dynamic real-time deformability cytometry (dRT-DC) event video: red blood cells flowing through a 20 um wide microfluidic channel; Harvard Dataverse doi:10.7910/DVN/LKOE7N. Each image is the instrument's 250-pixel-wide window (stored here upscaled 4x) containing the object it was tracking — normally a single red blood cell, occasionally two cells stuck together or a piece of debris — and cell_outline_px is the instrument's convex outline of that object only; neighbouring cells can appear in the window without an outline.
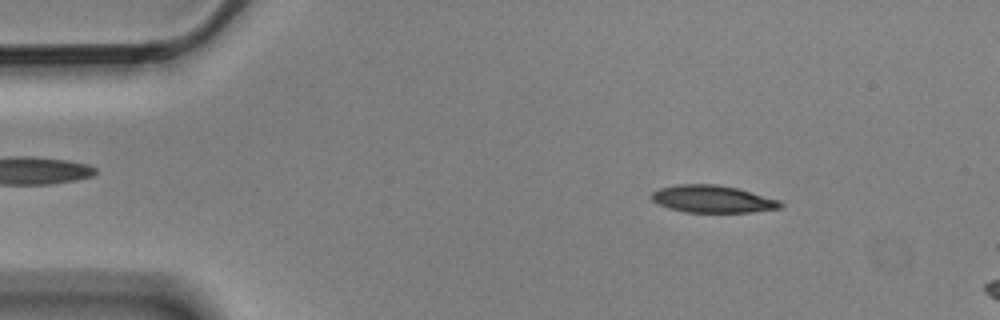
{"species": "Egyptian fruit bat (a non-hibernating species)", "species_latin": "Rousettus aegyptiacus", "temperature_condition": "cold", "stored_images_in_passage": 4, "camera_frame_rate_fps": 3000, "um_per_image_px": 0.085, "animal": {"sex": "male"}, "frame": {"image": 1, "passage_image": 2, "time_ms": 0.333, "image_size_px": [1000, 320], "cell_outline_px": [[784, 204], [780, 208], [752, 212], [684, 212], [668, 208], [652, 200], [648, 196], [652, 192], [660, 188], [676, 184], [716, 184], [736, 188], [780, 200]], "centroid_in_image_um": [60.54, 16.92], "position_along_channel_um": 24.5, "area_um2": 20.52}}